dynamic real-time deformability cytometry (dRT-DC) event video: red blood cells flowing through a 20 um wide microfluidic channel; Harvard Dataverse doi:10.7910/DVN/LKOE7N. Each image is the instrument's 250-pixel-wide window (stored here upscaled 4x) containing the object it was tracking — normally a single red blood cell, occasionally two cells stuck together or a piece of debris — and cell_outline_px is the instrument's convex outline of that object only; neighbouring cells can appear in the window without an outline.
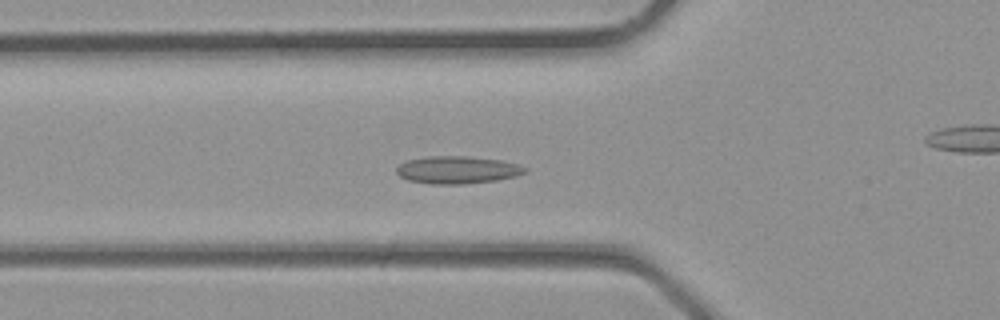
{"species": "common noctule bat (a hibernating species)", "species_latin": "Nyctalus noctula", "temperature_condition": "room temperature", "stored_images_in_passage": 35, "camera_frame_rate_fps": 3000, "um_per_image_px": 0.085, "animal": {"sex": "male", "body_mass_g": 23.1, "forearm_length_mm": 52.7}, "frame": {"image": 1, "passage_image": 11, "time_ms": 3.333, "image_size_px": [1000, 320], "cell_outline_px": [[528, 172], [516, 176], [496, 180], [464, 184], [432, 184], [408, 180], [400, 176], [396, 172], [396, 168], [400, 164], [408, 160], [428, 156], [468, 156], [500, 160], [516, 164], [528, 168]], "centroid_in_image_um": [38.89, 14.44], "position_along_channel_um": 86.9, "area_um2": 20.58}}
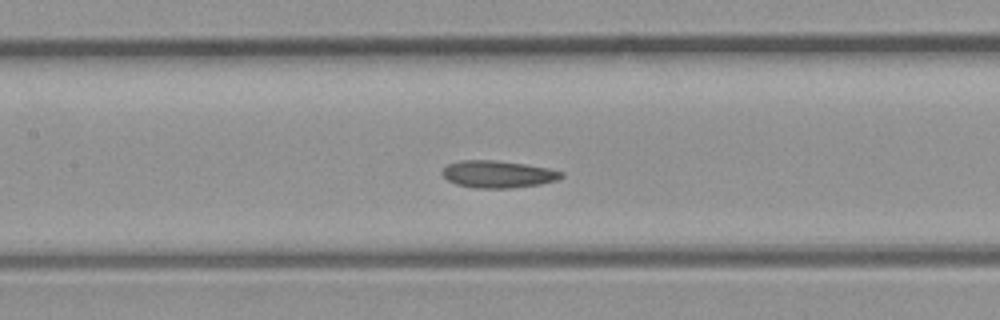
{"frame": {"image": 2, "passage_image": 15, "time_ms": 4.667, "image_size_px": [1000, 320], "cell_outline_px": [[564, 176], [556, 180], [540, 184], [512, 188], [476, 188], [456, 184], [448, 180], [440, 172], [448, 164], [460, 160], [496, 160], [524, 164], [548, 168], [564, 172]], "centroid_in_image_um": [42.32, 14.8], "position_along_channel_um": 165.1, "area_um2": 18.84}}
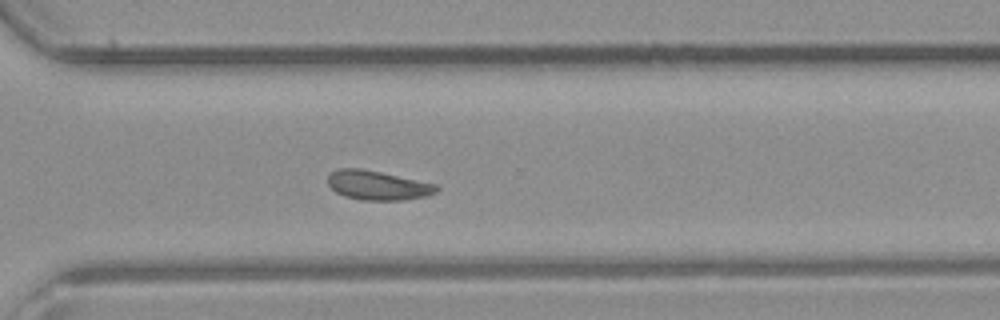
{"frame": {"image": 3, "passage_image": 24, "time_ms": 7.667, "image_size_px": [1000, 320], "cell_outline_px": [[440, 188], [436, 192], [428, 196], [404, 200], [364, 200], [344, 196], [336, 192], [328, 184], [328, 176], [336, 168], [360, 168], [380, 172], [436, 184]], "centroid_in_image_um": [32.11, 15.75], "position_along_channel_um": 338.5, "area_um2": 18.5}}